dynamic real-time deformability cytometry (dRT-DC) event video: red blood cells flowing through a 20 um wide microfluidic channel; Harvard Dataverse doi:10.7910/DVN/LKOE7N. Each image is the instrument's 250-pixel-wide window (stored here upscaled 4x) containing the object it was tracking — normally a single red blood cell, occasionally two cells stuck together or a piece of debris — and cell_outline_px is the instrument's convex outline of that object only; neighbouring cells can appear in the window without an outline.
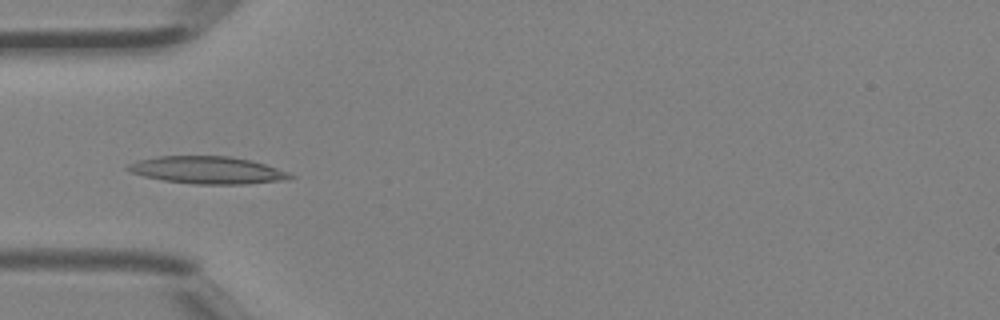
{"species": "Egyptian fruit bat (a non-hibernating species)", "species_latin": "Rousettus aegyptiacus", "temperature_condition": "room temperature", "stored_images_in_passage": 41, "camera_frame_rate_fps": 3000, "um_per_image_px": 0.085, "animal": {"sex": "female"}, "frame": {"image": 1, "passage_image": 12, "time_ms": 3.667, "image_size_px": [1000, 320], "cell_outline_px": [[296, 176], [288, 180], [244, 184], [192, 184], [164, 180], [144, 176], [132, 172], [124, 168], [128, 164], [136, 160], [160, 156], [232, 156], [252, 160], [288, 172]], "centroid_in_image_um": [17.65, 14.46], "position_along_channel_um": 67.4, "area_um2": 25.95}}
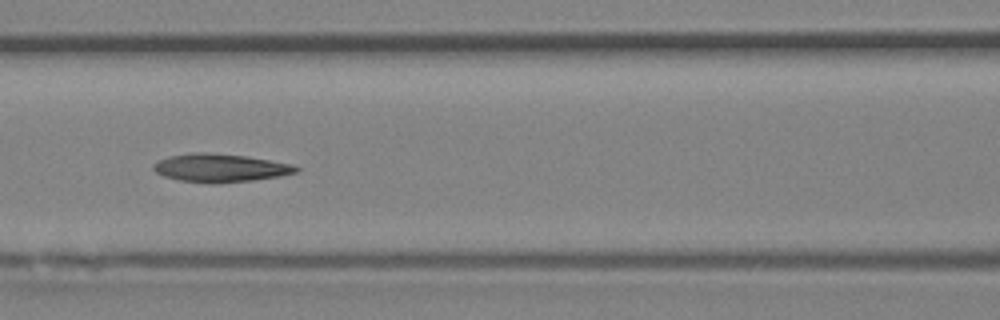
{"frame": {"image": 2, "passage_image": 17, "time_ms": 5.333, "image_size_px": [1000, 320], "cell_outline_px": [[300, 168], [296, 172], [280, 176], [252, 180], [216, 184], [212, 184], [180, 180], [164, 176], [156, 172], [152, 168], [152, 164], [168, 156], [192, 152], [204, 152], [244, 156], [292, 164]], "centroid_in_image_um": [18.68, 14.28], "position_along_channel_um": 147.9, "area_um2": 23.35}}
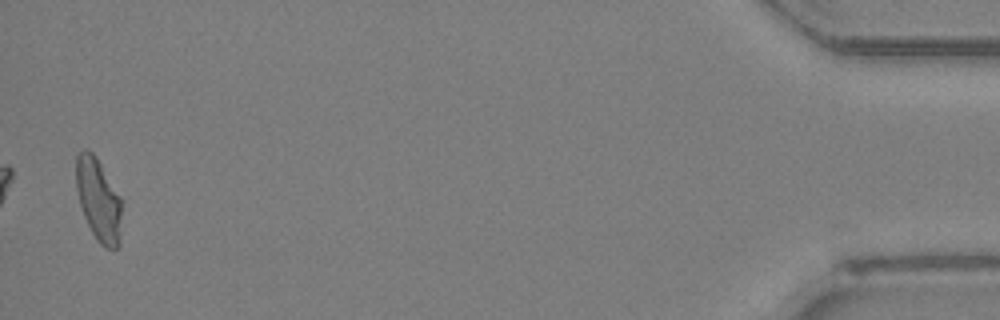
{"frame": {"image": 3, "passage_image": 40, "time_ms": 13.0, "image_size_px": [1000, 320], "cell_outline_px": [[120, 244], [116, 248], [104, 248], [96, 240], [84, 216], [80, 204], [76, 188], [76, 152], [84, 148], [88, 148], [96, 156], [120, 196]], "centroid_in_image_um": [8.34, 16.94], "position_along_channel_um": 426.9, "area_um2": 21.96}}